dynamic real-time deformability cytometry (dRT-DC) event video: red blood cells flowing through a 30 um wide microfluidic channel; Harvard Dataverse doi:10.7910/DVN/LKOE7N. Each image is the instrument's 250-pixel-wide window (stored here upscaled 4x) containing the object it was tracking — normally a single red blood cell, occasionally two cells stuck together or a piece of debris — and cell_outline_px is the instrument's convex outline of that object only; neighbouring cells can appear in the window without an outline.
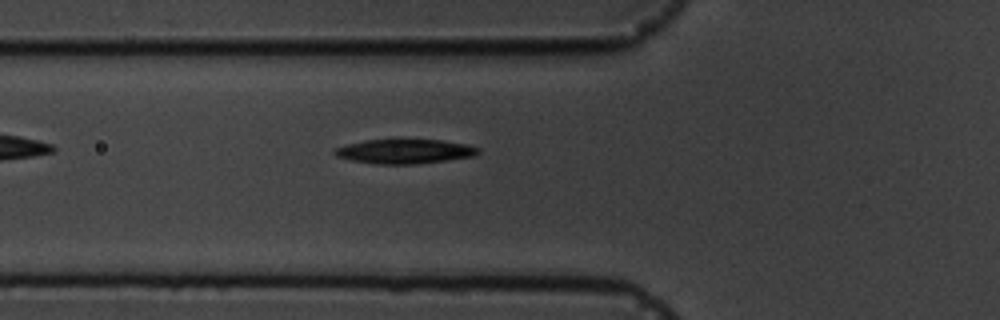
{"species": "common noctule bat (a hibernating species)", "species_latin": "Nyctalus noctula", "temperature_condition": "cold", "stored_images_in_passage": 2, "camera_frame_rate_fps": 3000, "um_per_image_px": 0.085, "animal": {"sex": "male", "body_mass_g": 19.5, "forearm_length_mm": 54.6}, "frame": {"image": 1, "passage_image": 2, "time_ms": 1.0, "image_size_px": [1000, 320], "cell_outline_px": [[480, 152], [476, 156], [412, 164], [376, 164], [352, 160], [336, 156], [332, 152], [336, 148], [348, 144], [364, 140], [440, 140], [464, 144], [480, 148]], "centroid_in_image_um": [34.39, 12.87], "position_along_channel_um": 91.4, "area_um2": 20.11}}